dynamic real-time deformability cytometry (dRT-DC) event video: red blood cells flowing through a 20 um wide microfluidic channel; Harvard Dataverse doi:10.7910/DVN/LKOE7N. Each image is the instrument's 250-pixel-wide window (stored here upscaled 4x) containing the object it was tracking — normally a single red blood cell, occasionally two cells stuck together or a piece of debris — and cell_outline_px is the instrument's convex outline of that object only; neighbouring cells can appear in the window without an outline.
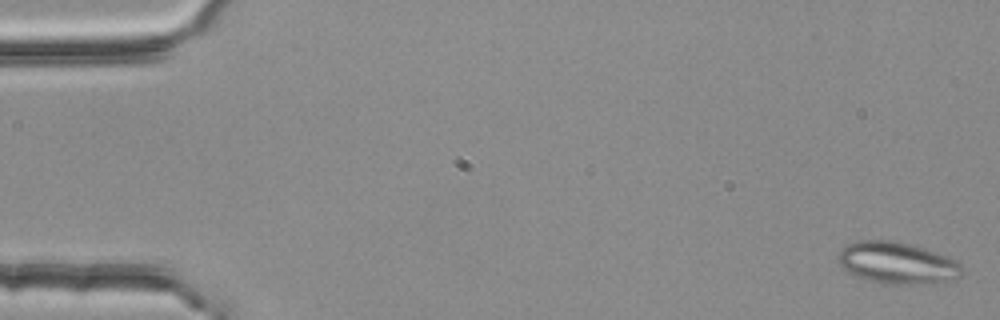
{"species": "common noctule bat (a hibernating species)", "species_latin": "Nyctalus noctula", "temperature_condition": "room temperature", "stored_images_in_passage": 5, "camera_frame_rate_fps": 3000, "um_per_image_px": 0.085, "animal": {"sex": "female", "body_mass_g": 25.1}, "frame": {"image": 1, "passage_image": 1, "time_ms": 0.0, "image_size_px": [1000, 320], "cell_outline_px": [[960, 276], [936, 284], [880, 284], [856, 276], [840, 268], [840, 248], [844, 244], [856, 240], [892, 240], [908, 244], [936, 252], [948, 256], [956, 260], [960, 264]], "centroid_in_image_um": [76.22, 22.35], "position_along_channel_um": 8.8, "area_um2": 30.29}}